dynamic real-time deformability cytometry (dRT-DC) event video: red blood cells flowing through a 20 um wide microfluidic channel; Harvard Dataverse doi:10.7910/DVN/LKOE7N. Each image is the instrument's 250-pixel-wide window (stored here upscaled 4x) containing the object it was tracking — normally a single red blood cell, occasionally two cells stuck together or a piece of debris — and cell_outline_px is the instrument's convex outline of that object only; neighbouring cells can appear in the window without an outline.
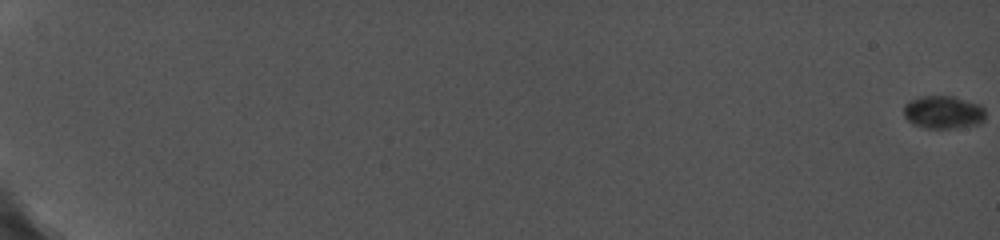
{"species": "common noctule bat (a hibernating species)", "species_latin": "Nyctalus noctula", "temperature_condition": "cold", "stored_images_in_passage": 13, "camera_frame_rate_fps": 5000, "um_per_image_px": 0.085, "animal": {"sex": "female", "body_mass_g": 19.0, "forearm_length_mm": 56.7}, "frame": {"image": 1, "passage_image": 1, "time_ms": 0.0, "image_size_px": [1000, 240], "cell_outline_px": [[984, 120], [976, 124], [956, 128], [924, 128], [912, 124], [904, 116], [904, 104], [908, 100], [920, 96], [952, 96], [980, 104], [984, 108]], "centroid_in_image_um": [80.14, 9.53], "position_along_channel_um": 4.9, "area_um2": 15.78}}